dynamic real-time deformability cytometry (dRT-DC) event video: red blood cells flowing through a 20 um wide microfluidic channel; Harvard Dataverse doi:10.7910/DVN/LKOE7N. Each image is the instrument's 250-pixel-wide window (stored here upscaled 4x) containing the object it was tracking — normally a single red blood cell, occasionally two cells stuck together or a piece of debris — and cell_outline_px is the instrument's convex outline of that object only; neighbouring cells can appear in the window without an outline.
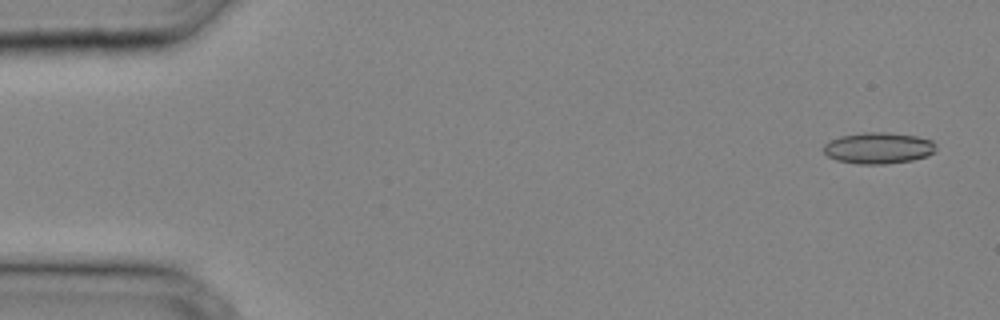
{"species": "common noctule bat (a hibernating species)", "species_latin": "Nyctalus noctula", "temperature_condition": "cold", "stored_images_in_passage": 34, "camera_frame_rate_fps": 3000, "um_per_image_px": 0.085, "animal": {"sex": "male", "body_mass_g": 20.4}, "frame": {"image": 1, "passage_image": 1, "time_ms": 0.0, "image_size_px": [1000, 320], "cell_outline_px": [[936, 152], [928, 156], [912, 160], [884, 164], [856, 164], [836, 160], [828, 156], [824, 152], [824, 144], [828, 140], [840, 136], [864, 132], [888, 132], [916, 136], [932, 140], [936, 144]], "centroid_in_image_um": [74.67, 12.58], "position_along_channel_um": 10.3, "area_um2": 20.75}}
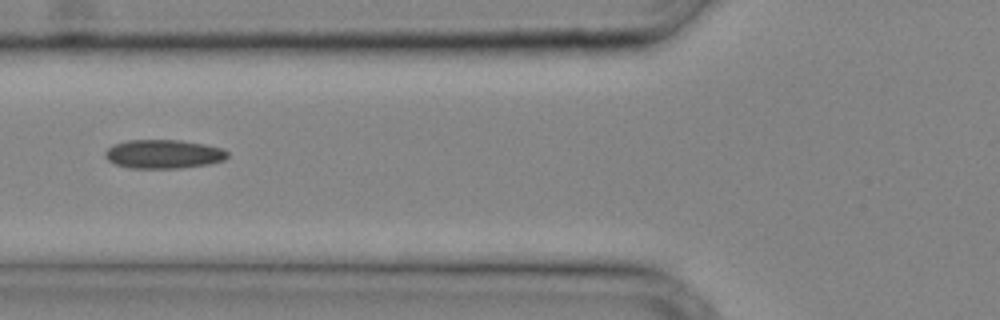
{"frame": {"image": 2, "passage_image": 13, "time_ms": 4.0, "image_size_px": [1000, 320], "cell_outline_px": [[228, 156], [224, 160], [208, 164], [180, 168], [128, 168], [116, 164], [108, 160], [104, 156], [104, 152], [112, 144], [128, 140], [180, 140], [204, 144], [224, 148], [228, 152]], "centroid_in_image_um": [13.89, 13.09], "position_along_channel_um": 111.9, "area_um2": 20.69}}
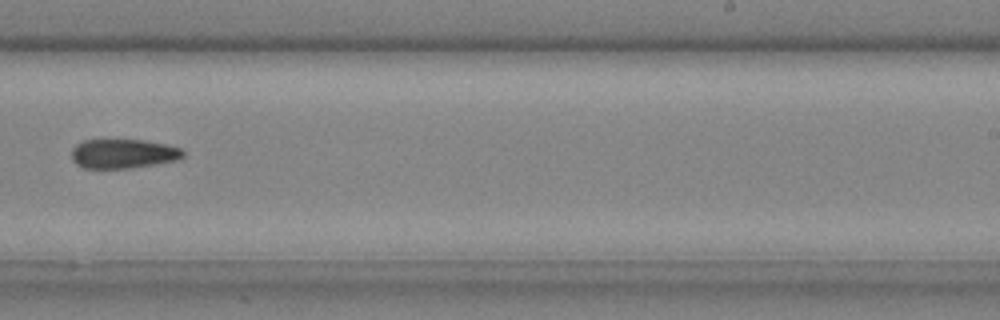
{"frame": {"image": 3, "passage_image": 22, "time_ms": 7.0, "image_size_px": [1000, 320], "cell_outline_px": [[184, 156], [176, 160], [128, 168], [84, 168], [76, 164], [72, 160], [72, 148], [76, 144], [84, 140], [144, 140], [164, 144], [180, 148], [184, 152]], "centroid_in_image_um": [10.43, 13.06], "position_along_channel_um": 278.6, "area_um2": 18.84}}